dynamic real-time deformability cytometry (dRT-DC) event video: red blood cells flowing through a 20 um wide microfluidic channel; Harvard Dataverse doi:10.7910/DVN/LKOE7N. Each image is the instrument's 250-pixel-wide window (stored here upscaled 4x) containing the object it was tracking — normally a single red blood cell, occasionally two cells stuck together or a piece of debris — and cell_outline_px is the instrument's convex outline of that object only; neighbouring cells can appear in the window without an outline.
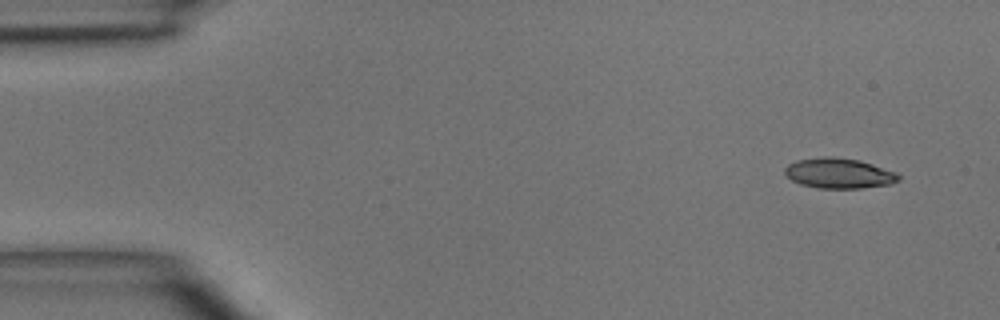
{"species": "common noctule bat (a hibernating species)", "species_latin": "Nyctalus noctula", "temperature_condition": "room temperature", "stored_images_in_passage": 4, "camera_frame_rate_fps": 3000, "um_per_image_px": 0.085, "animal": {"sex": "male", "body_mass_g": 15.6}, "frame": {"image": 1, "passage_image": 1, "time_ms": 0.0, "image_size_px": [1000, 320], "cell_outline_px": [[900, 180], [892, 184], [860, 188], [820, 188], [800, 184], [792, 180], [784, 172], [784, 168], [788, 164], [796, 160], [824, 156], [832, 156], [860, 160], [896, 172], [900, 176]], "centroid_in_image_um": [71.32, 14.72], "position_along_channel_um": 13.7, "area_um2": 20.11}}
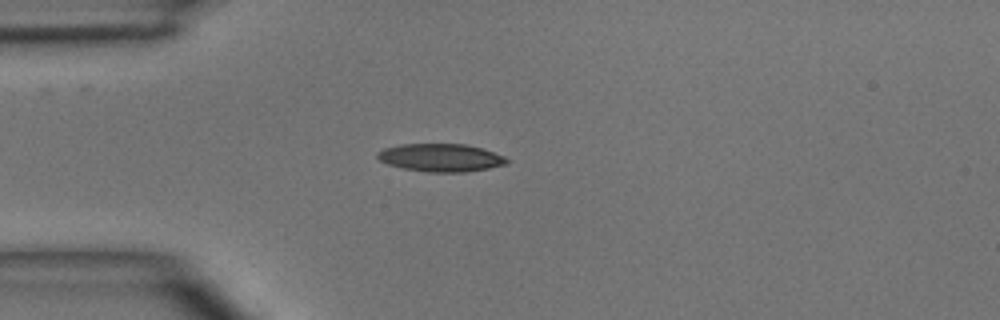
{"frame": {"image": 2, "passage_image": 3, "time_ms": 3.0, "image_size_px": [1000, 320], "cell_outline_px": [[508, 164], [488, 168], [464, 172], [428, 172], [404, 168], [388, 164], [380, 160], [376, 156], [376, 152], [384, 148], [400, 144], [464, 144], [480, 148], [504, 156], [508, 160]], "centroid_in_image_um": [37.44, 13.4], "position_along_channel_um": 47.6, "area_um2": 20.87}}